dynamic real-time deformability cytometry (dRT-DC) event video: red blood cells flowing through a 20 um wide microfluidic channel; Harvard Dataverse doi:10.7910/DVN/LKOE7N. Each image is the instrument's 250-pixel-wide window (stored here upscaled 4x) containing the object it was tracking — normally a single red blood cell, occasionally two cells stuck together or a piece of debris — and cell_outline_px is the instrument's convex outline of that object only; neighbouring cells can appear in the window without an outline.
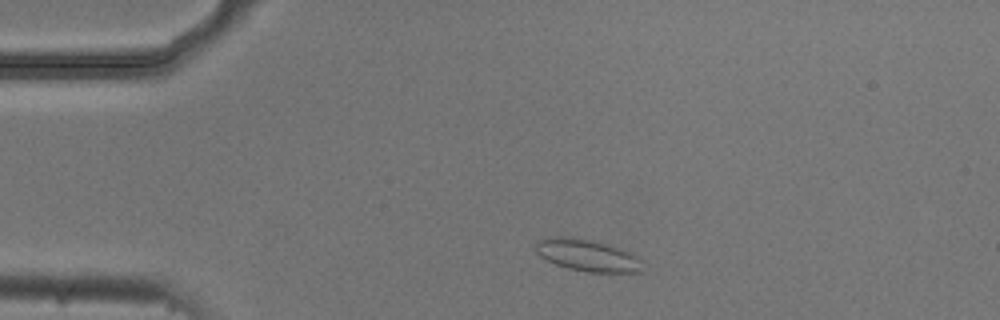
{"species": "common noctule bat (a hibernating species)", "species_latin": "Nyctalus noctula", "temperature_condition": "cold", "stored_images_in_passage": 48, "camera_frame_rate_fps": 3000, "um_per_image_px": 0.085, "animal": {"sex": "male", "body_mass_g": 20.5, "forearm_length_mm": 52.5}, "frame": {"image": 1, "passage_image": 5, "time_ms": 1.333, "image_size_px": [1000, 320], "cell_outline_px": [[644, 272], [588, 272], [568, 268], [556, 264], [540, 256], [536, 252], [536, 244], [540, 240], [548, 236], [568, 236], [592, 240], [620, 248], [644, 260]], "centroid_in_image_um": [49.97, 21.7], "position_along_channel_um": 35.0, "area_um2": 20.0}}
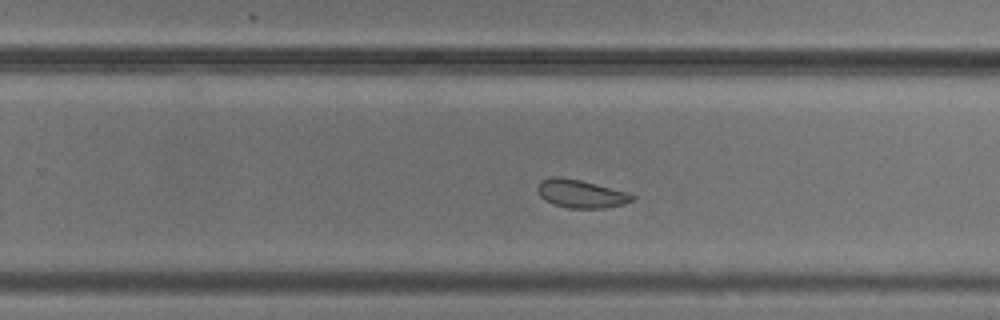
{"frame": {"image": 2, "passage_image": 28, "time_ms": 9.0, "image_size_px": [1000, 320], "cell_outline_px": [[636, 200], [624, 204], [604, 208], [568, 208], [552, 204], [544, 200], [540, 196], [536, 188], [540, 180], [552, 176], [560, 176], [580, 180], [628, 192], [636, 196]], "centroid_in_image_um": [49.37, 16.47], "position_along_channel_um": 280.4, "area_um2": 15.78}}
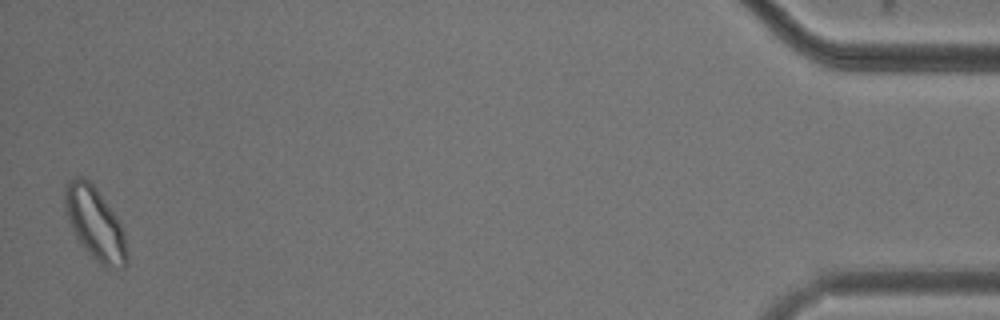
{"frame": {"image": 3, "passage_image": 47, "time_ms": 15.333, "image_size_px": [1000, 320], "cell_outline_px": [[128, 264], [124, 268], [104, 268], [84, 248], [76, 236], [68, 220], [64, 208], [64, 188], [68, 180], [72, 176], [84, 176], [96, 188], [120, 224], [124, 232], [128, 256]], "centroid_in_image_um": [8.07, 19.0], "position_along_channel_um": 427.1, "area_um2": 26.18}, "authors_computed_cell_mechanics": {"area_um2": 17.8024, "velocity_mm_per_s": 3.7174, "shape_relaxation_time_tau1_ms": null, "shape_relaxation_time_tau2_ms": 1.334, "deformation_change_tau1": null, "deformation_change_tau2": 0.0382}}